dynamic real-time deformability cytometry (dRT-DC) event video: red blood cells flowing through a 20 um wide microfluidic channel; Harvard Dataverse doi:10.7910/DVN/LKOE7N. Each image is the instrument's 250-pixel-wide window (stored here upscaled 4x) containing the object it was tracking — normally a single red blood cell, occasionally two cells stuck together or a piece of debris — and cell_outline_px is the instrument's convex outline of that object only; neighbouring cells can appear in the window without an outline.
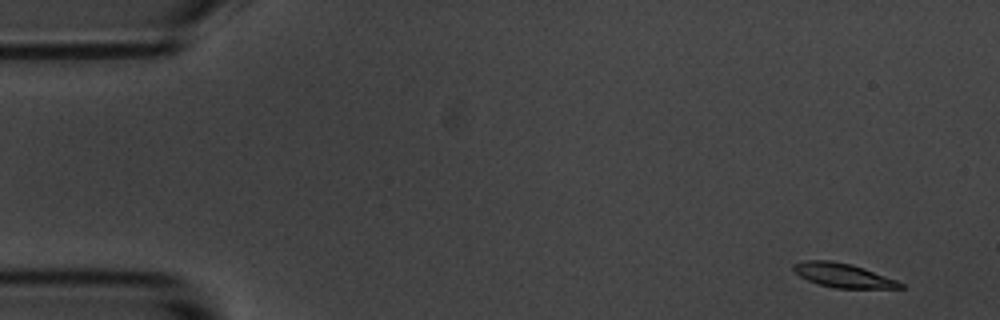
{"species": "common noctule bat (a hibernating species)", "species_latin": "Nyctalus noctula", "temperature_condition": "room temperature", "stored_images_in_passage": 9, "camera_frame_rate_fps": 3000, "um_per_image_px": 0.085, "animal": {"sex": "male", "body_mass_g": 20.1, "forearm_length_mm": 53.5}, "frame": {"image": 1, "passage_image": 1, "time_ms": 0.0, "image_size_px": [1000, 320], "cell_outline_px": [[904, 288], [836, 288], [820, 284], [808, 280], [800, 276], [792, 268], [792, 264], [804, 260], [832, 260], [852, 264], [864, 268], [896, 280], [904, 284]], "centroid_in_image_um": [71.65, 23.39], "position_along_channel_um": 13.4, "area_um2": 14.91}}
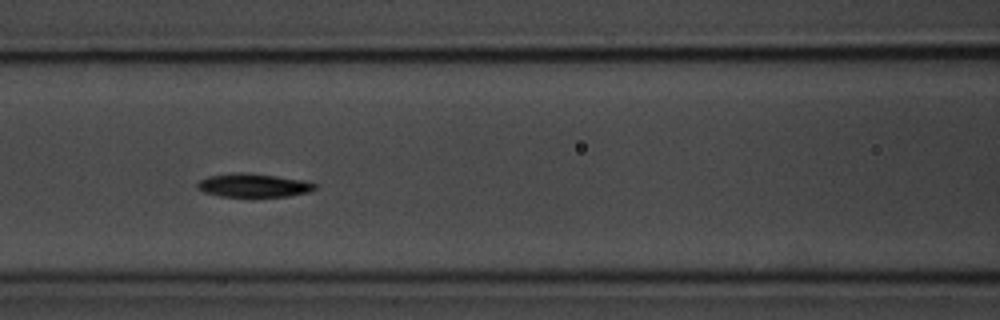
{"frame": {"image": 2, "passage_image": 7, "time_ms": 7.0, "image_size_px": [1000, 320], "cell_outline_px": [[316, 188], [308, 192], [288, 196], [220, 196], [204, 192], [196, 188], [196, 184], [200, 180], [208, 176], [240, 172], [244, 172], [276, 176], [304, 180], [316, 184]], "centroid_in_image_um": [21.52, 15.75], "position_along_channel_um": 145.1, "area_um2": 15.95}}
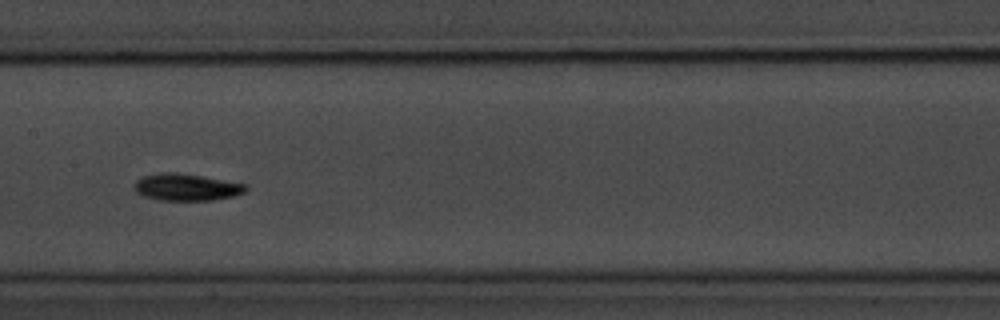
{"frame": {"image": 3, "passage_image": 8, "time_ms": 8.333, "image_size_px": [1000, 320], "cell_outline_px": [[248, 188], [244, 192], [236, 196], [212, 200], [156, 200], [144, 196], [136, 192], [136, 180], [144, 176], [168, 172], [172, 172], [200, 176], [248, 184]], "centroid_in_image_um": [15.9, 15.93], "position_along_channel_um": 191.5, "area_um2": 17.28}}